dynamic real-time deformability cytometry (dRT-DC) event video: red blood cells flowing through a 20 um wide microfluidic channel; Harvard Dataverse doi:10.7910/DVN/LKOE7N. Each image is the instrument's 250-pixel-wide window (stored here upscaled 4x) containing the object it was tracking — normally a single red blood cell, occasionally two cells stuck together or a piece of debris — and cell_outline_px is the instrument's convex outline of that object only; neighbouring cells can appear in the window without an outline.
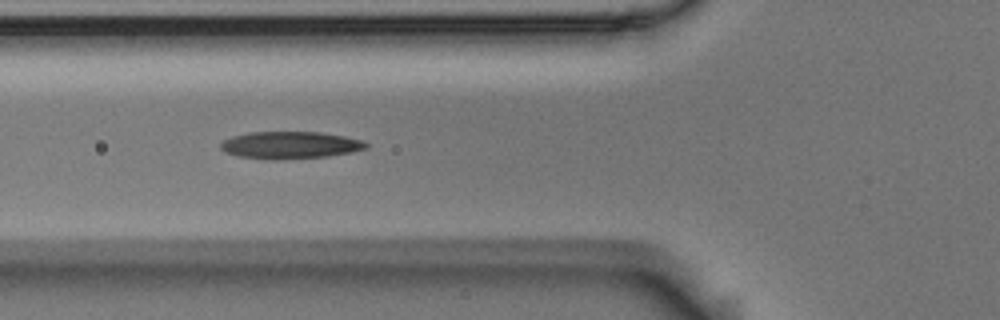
{"species": "Egyptian fruit bat (a non-hibernating species)", "species_latin": "Rousettus aegyptiacus", "temperature_condition": "room temperature", "stored_images_in_passage": 9, "camera_frame_rate_fps": 3000, "um_per_image_px": 0.085, "animal": {"sex": "male"}, "frame": {"image": 1, "passage_image": 6, "time_ms": 1.667, "image_size_px": [1000, 320], "cell_outline_px": [[368, 148], [352, 152], [328, 156], [276, 160], [272, 160], [236, 156], [224, 152], [220, 148], [220, 144], [224, 140], [232, 136], [248, 132], [320, 132], [344, 136], [360, 140], [368, 144]], "centroid_in_image_um": [24.63, 12.34], "position_along_channel_um": 101.2, "area_um2": 23.18}}
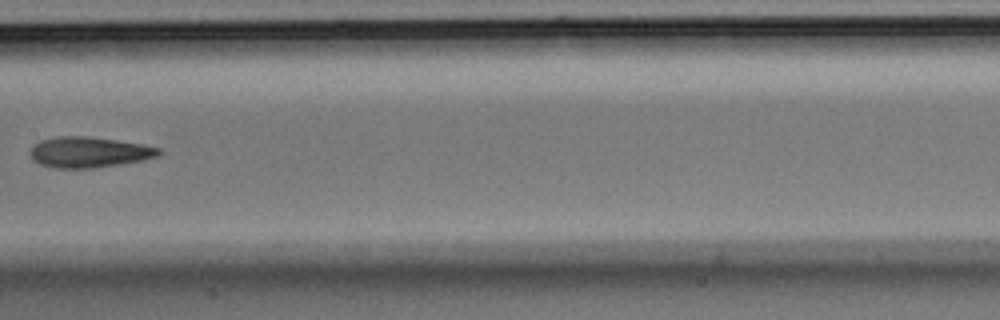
{"frame": {"image": 2, "passage_image": 8, "time_ms": 2.333, "image_size_px": [1000, 320], "cell_outline_px": [[164, 152], [160, 156], [144, 160], [92, 168], [56, 168], [40, 164], [32, 160], [28, 152], [40, 140], [56, 136], [84, 136], [116, 140], [140, 144], [160, 148]], "centroid_in_image_um": [7.57, 12.94], "position_along_channel_um": 199.8, "area_um2": 23.0}}
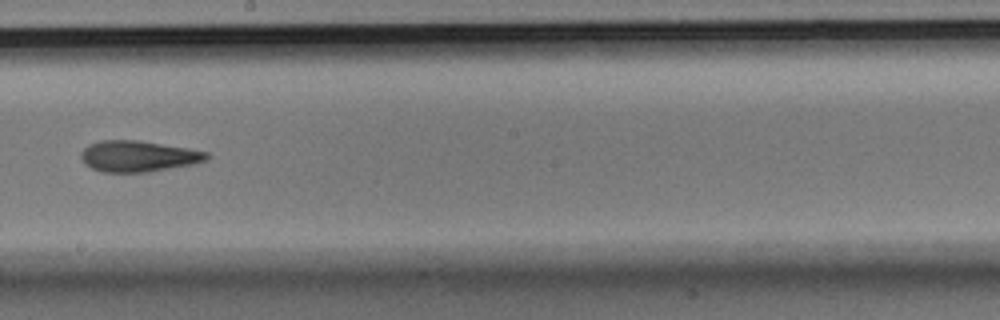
{"frame": {"image": 3, "passage_image": 9, "time_ms": 2.667, "image_size_px": [1000, 320], "cell_outline_px": [[212, 156], [208, 160], [196, 164], [144, 172], [104, 172], [92, 168], [84, 164], [80, 156], [80, 152], [88, 144], [100, 140], [136, 140], [188, 148], [208, 152]], "centroid_in_image_um": [11.77, 13.27], "position_along_channel_um": 236.4, "area_um2": 22.89}}